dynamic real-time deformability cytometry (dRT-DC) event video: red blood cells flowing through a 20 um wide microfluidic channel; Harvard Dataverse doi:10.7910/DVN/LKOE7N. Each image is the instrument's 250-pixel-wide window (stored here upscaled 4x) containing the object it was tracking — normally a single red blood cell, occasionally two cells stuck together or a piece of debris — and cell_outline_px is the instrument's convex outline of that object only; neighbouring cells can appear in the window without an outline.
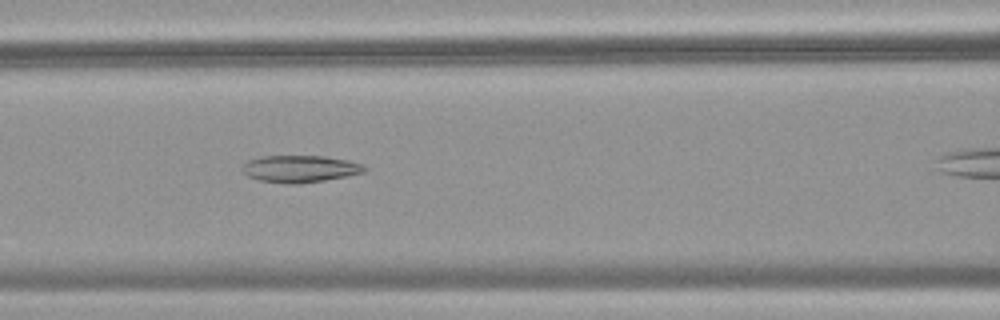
{"species": "common noctule bat (a hibernating species)", "species_latin": "Nyctalus noctula", "temperature_condition": "warm", "stored_images_in_passage": 30, "camera_frame_rate_fps": 3000, "um_per_image_px": 0.085, "animal": {"sex": "female", "body_mass_g": 18.4}, "frame": {"image": 1, "passage_image": 11, "time_ms": 3.333, "image_size_px": [1000, 320], "cell_outline_px": [[368, 168], [364, 172], [324, 180], [300, 184], [284, 184], [260, 180], [248, 176], [240, 168], [248, 160], [260, 156], [324, 156], [348, 160], [364, 164]], "centroid_in_image_um": [25.49, 14.35], "position_along_channel_um": 141.1, "area_um2": 19.31}}
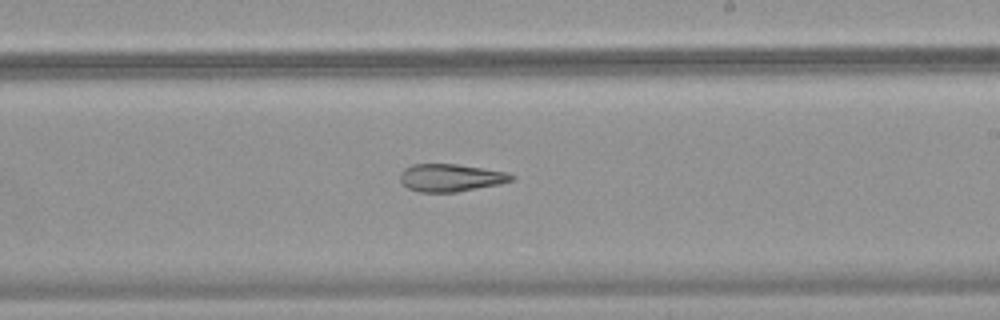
{"frame": {"image": 2, "passage_image": 19, "time_ms": 6.0, "image_size_px": [1000, 320], "cell_outline_px": [[516, 180], [500, 184], [456, 192], [420, 192], [408, 188], [400, 180], [400, 172], [404, 168], [412, 164], [456, 164], [508, 172], [516, 176]], "centroid_in_image_um": [38.34, 15.1], "position_along_channel_um": 250.7, "area_um2": 18.03}}
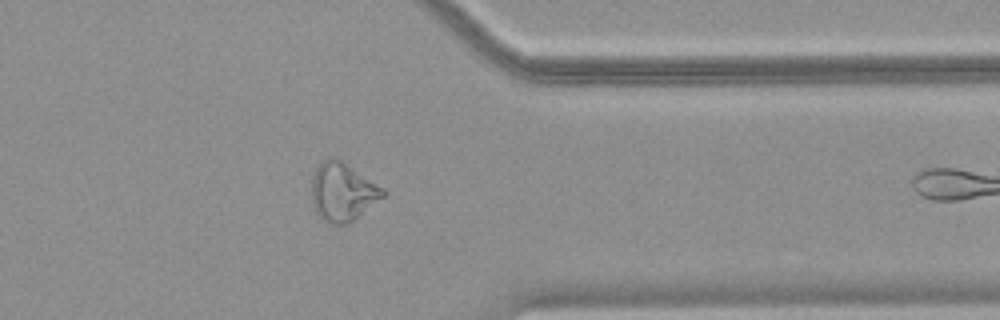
{"frame": {"image": 3, "passage_image": 29, "time_ms": 9.333, "image_size_px": [1000, 320], "cell_outline_px": [[388, 192], [384, 196], [348, 224], [332, 224], [324, 220], [316, 212], [312, 204], [312, 176], [316, 168], [328, 156], [332, 156], [340, 160], [384, 188]], "centroid_in_image_um": [29.11, 16.31], "position_along_channel_um": 382.3, "area_um2": 23.99}}